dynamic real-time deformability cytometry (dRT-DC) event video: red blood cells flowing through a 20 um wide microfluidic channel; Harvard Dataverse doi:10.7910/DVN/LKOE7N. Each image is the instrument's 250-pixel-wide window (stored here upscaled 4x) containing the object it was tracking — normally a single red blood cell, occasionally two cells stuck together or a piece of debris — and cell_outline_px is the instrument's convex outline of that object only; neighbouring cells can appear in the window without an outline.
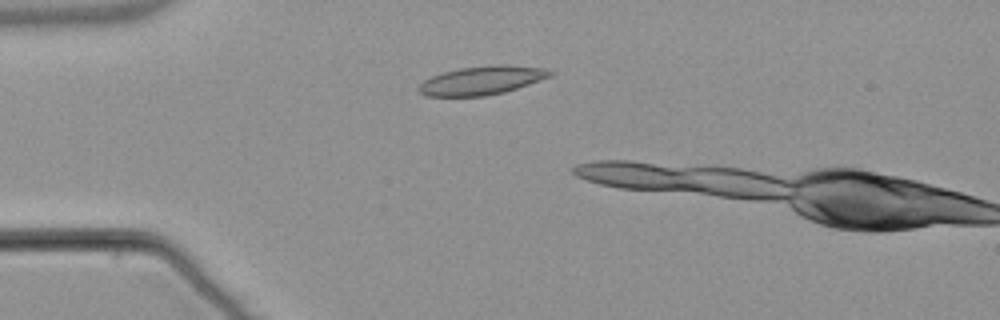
{"species": "common noctule bat (a hibernating species)", "species_latin": "Nyctalus noctula", "temperature_condition": "warm", "stored_images_in_passage": 4, "camera_frame_rate_fps": 3000, "um_per_image_px": 0.085, "animal": {"sex": "male", "body_mass_g": 21.5, "forearm_length_mm": 52.0}, "frame": {"image": 1, "passage_image": 1, "time_ms": 0.0, "image_size_px": [1000, 320], "cell_outline_px": [[556, 72], [552, 76], [504, 92], [484, 96], [428, 96], [420, 92], [416, 88], [424, 80], [432, 76], [444, 72], [460, 68], [492, 64], [508, 64], [548, 68]], "centroid_in_image_um": [41.01, 6.81], "position_along_channel_um": 44.0, "area_um2": 22.08}}